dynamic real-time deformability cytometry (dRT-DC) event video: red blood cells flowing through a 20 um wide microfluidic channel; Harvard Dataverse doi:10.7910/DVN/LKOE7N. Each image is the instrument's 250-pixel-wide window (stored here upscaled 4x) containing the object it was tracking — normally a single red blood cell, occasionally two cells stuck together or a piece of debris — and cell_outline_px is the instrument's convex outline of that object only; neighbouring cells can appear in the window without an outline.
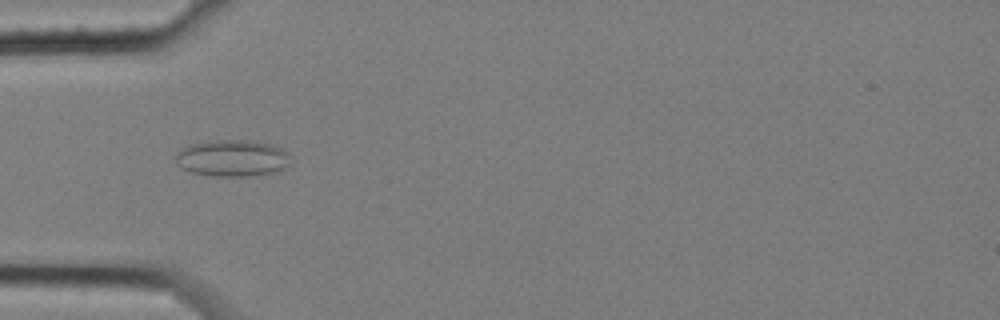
{"species": "common noctule bat (a hibernating species)", "species_latin": "Nyctalus noctula", "temperature_condition": "cold", "stored_images_in_passage": 5, "camera_frame_rate_fps": 3000, "um_per_image_px": 0.085, "animal": {"sex": "female", "body_mass_g": 25.1}, "frame": {"image": 1, "passage_image": 4, "time_ms": 1.0, "image_size_px": [1000, 320], "cell_outline_px": [[288, 164], [280, 172], [256, 176], [212, 176], [192, 172], [180, 168], [176, 164], [176, 152], [188, 144], [216, 140], [248, 140], [272, 144], [288, 152]], "centroid_in_image_um": [19.73, 13.45], "position_along_channel_um": 65.3, "area_um2": 24.85}}